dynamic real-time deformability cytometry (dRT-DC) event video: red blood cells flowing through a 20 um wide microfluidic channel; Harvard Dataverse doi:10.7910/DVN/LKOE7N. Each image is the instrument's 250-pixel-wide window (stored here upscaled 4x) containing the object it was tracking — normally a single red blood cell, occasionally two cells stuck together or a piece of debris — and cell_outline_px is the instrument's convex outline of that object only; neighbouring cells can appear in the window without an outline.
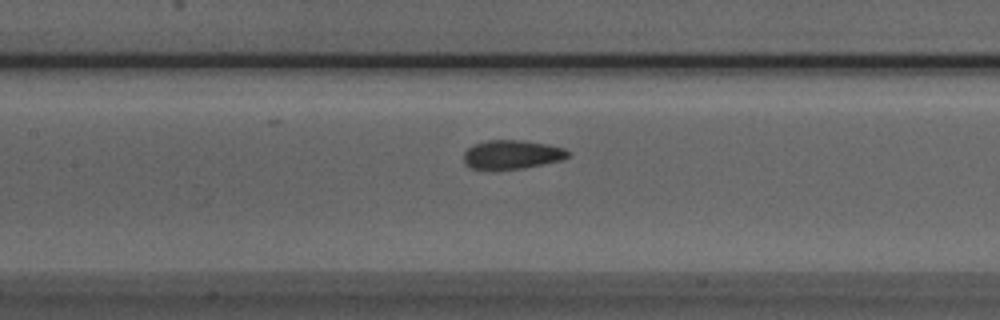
{"species": "Egyptian fruit bat (a non-hibernating species)", "species_latin": "Rousettus aegyptiacus", "temperature_condition": "room temperature", "stored_images_in_passage": 34, "camera_frame_rate_fps": 3000, "um_per_image_px": 0.085, "animal": {"sex": "male"}, "frame": {"image": 1, "passage_image": 10, "time_ms": 3.0, "image_size_px": [1000, 320], "cell_outline_px": [[572, 152], [568, 156], [560, 160], [520, 168], [496, 172], [492, 172], [472, 168], [464, 164], [464, 152], [468, 148], [476, 144], [488, 140], [524, 140], [548, 144], [564, 148]], "centroid_in_image_um": [43.47, 13.16], "position_along_channel_um": 163.9, "area_um2": 17.92}}
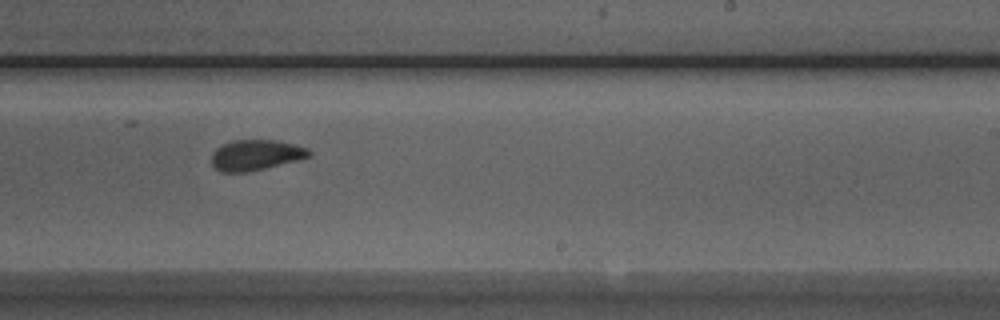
{"frame": {"image": 2, "passage_image": 18, "time_ms": 5.667, "image_size_px": [1000, 320], "cell_outline_px": [[312, 156], [248, 172], [220, 172], [212, 164], [212, 152], [220, 144], [232, 140], [276, 140], [308, 148], [312, 152]], "centroid_in_image_um": [21.71, 13.17], "position_along_channel_um": 267.3, "area_um2": 17.34}}
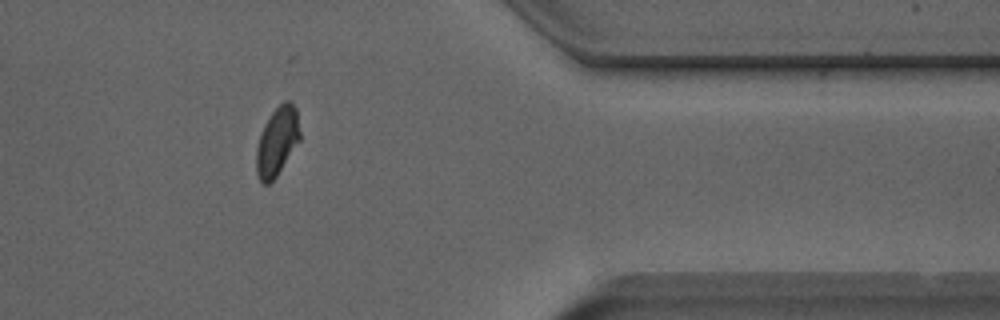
{"frame": {"image": 3, "passage_image": 29, "time_ms": 9.333, "image_size_px": [1000, 320], "cell_outline_px": [[300, 140], [276, 176], [268, 184], [264, 184], [260, 180], [256, 172], [256, 148], [264, 124], [272, 112], [284, 100], [288, 100], [296, 108], [300, 132]], "centroid_in_image_um": [23.55, 12.01], "position_along_channel_um": 387.8, "area_um2": 17.22}, "authors_computed_cell_mechanics": {"area_um2": 17.629, "velocity_mm_per_s": 3.9017, "shape_relaxation_time_tau1_ms": 4.8023, "shape_relaxation_time_tau2_ms": 1.6755, "deformation_change_tau1": 0.1443, "deformation_change_tau2": 0.0746}}